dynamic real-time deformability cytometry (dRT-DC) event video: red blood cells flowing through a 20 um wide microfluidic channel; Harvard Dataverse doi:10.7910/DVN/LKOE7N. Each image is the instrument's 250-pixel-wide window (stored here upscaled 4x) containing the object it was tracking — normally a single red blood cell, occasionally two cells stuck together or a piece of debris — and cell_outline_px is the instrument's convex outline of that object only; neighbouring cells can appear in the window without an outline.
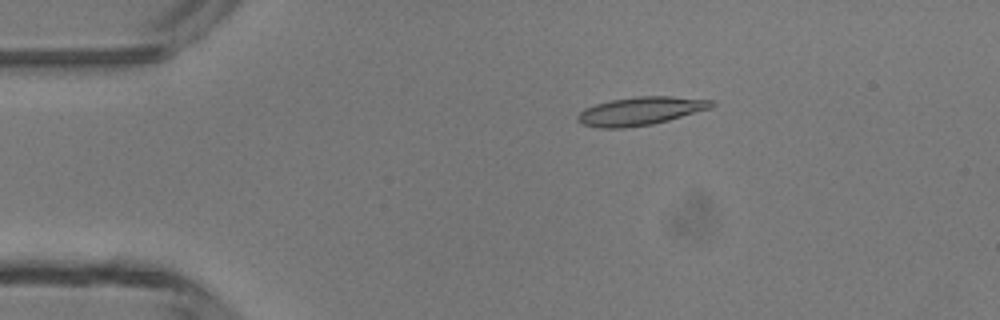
{"species": "common noctule bat (a hibernating species)", "species_latin": "Nyctalus noctula", "temperature_condition": "room temperature", "stored_images_in_passage": 3, "camera_frame_rate_fps": 3000, "um_per_image_px": 0.085, "animal": {"sex": "male", "body_mass_g": 13.3}, "frame": {"image": 1, "passage_image": 2, "time_ms": 1.0, "image_size_px": [1000, 320], "cell_outline_px": [[716, 104], [712, 108], [668, 120], [652, 124], [624, 128], [596, 128], [580, 124], [576, 120], [576, 116], [584, 108], [596, 104], [612, 100], [636, 96], [672, 96], [716, 100]], "centroid_in_image_um": [54.44, 9.44], "position_along_channel_um": 30.6, "area_um2": 22.31}}